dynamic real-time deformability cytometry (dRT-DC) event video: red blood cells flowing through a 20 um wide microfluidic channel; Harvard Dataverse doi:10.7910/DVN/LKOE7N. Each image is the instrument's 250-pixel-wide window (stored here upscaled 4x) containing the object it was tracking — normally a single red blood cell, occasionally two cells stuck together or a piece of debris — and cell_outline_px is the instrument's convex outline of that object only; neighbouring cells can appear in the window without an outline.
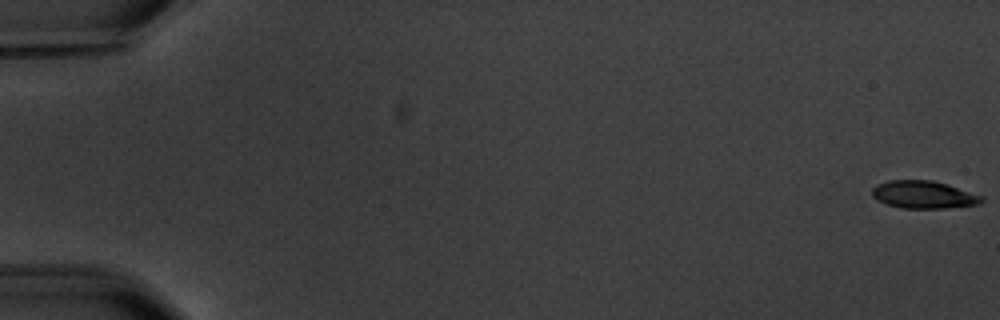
{"species": "common noctule bat (a hibernating species)", "species_latin": "Nyctalus noctula", "temperature_condition": "warm", "stored_images_in_passage": 4, "camera_frame_rate_fps": 3000, "um_per_image_px": 0.085, "animal": {"sex": "male", "body_mass_g": 20.1, "forearm_length_mm": 53.5}, "frame": {"image": 1, "passage_image": 1, "time_ms": 0.0, "image_size_px": [1000, 320], "cell_outline_px": [[984, 200], [980, 204], [944, 208], [900, 208], [876, 200], [872, 196], [872, 188], [876, 184], [888, 180], [932, 180], [948, 184], [984, 196]], "centroid_in_image_um": [78.51, 16.54], "position_along_channel_um": 6.5, "area_um2": 17.8}}